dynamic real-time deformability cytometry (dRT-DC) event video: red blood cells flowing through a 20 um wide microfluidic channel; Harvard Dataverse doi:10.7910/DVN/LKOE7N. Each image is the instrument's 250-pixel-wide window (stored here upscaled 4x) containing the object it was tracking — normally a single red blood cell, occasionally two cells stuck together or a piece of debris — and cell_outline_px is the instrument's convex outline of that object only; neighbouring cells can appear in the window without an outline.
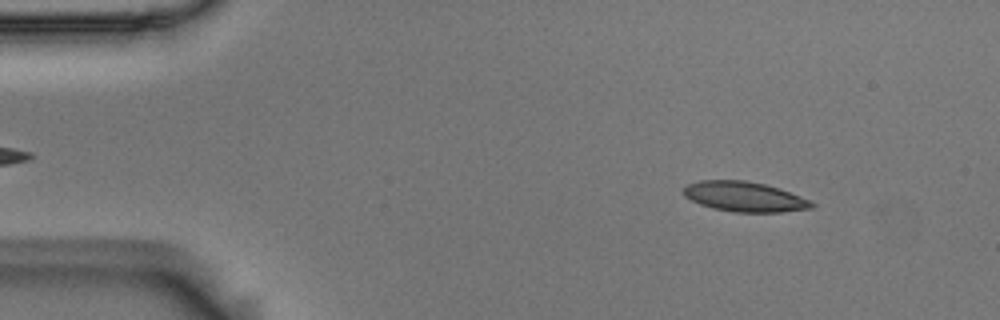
{"species": "Egyptian fruit bat (a non-hibernating species)", "species_latin": "Rousettus aegyptiacus", "temperature_condition": "room temperature", "stored_images_in_passage": 53, "camera_frame_rate_fps": 3000, "um_per_image_px": 0.085, "animal": {"sex": "male"}, "frame": {"image": 1, "passage_image": 6, "time_ms": 1.667, "image_size_px": [1000, 320], "cell_outline_px": [[816, 204], [812, 208], [780, 212], [732, 212], [712, 208], [700, 204], [684, 196], [680, 192], [688, 184], [700, 180], [744, 180], [764, 184], [800, 196]], "centroid_in_image_um": [63.22, 16.72], "position_along_channel_um": 21.8, "area_um2": 22.25}}
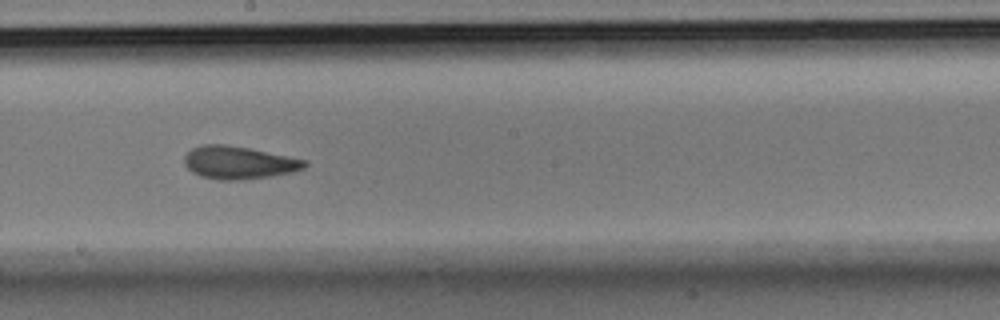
{"frame": {"image": 2, "passage_image": 29, "time_ms": 9.333, "image_size_px": [1000, 320], "cell_outline_px": [[308, 164], [304, 168], [296, 172], [272, 176], [244, 180], [216, 180], [200, 176], [192, 172], [184, 164], [184, 156], [192, 148], [200, 144], [224, 144], [248, 148], [308, 160]], "centroid_in_image_um": [20.31, 13.83], "position_along_channel_um": 227.9, "area_um2": 23.29}}
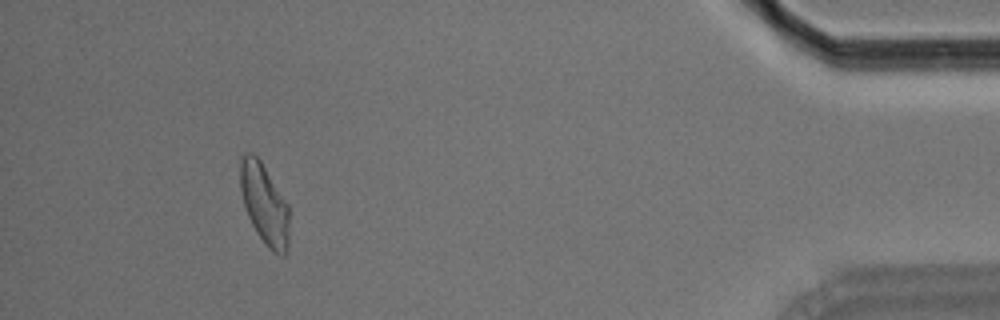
{"frame": {"image": 3, "passage_image": 49, "time_ms": 16.0, "image_size_px": [1000, 320], "cell_outline_px": [[288, 252], [284, 256], [280, 256], [272, 252], [268, 248], [256, 232], [248, 216], [240, 192], [240, 156], [244, 152], [252, 152], [260, 160], [288, 204]], "centroid_in_image_um": [22.46, 17.35], "position_along_channel_um": 412.7, "area_um2": 23.12}, "authors_computed_cell_mechanics": {"area_um2": 22.5998, "velocity_mm_per_s": 3.6943, "shape_relaxation_time_tau1_ms": 6.7223, "shape_relaxation_time_tau2_ms": 2.3033, "deformation_change_tau1": 0.1674, "deformation_change_tau2": 0.0835}}